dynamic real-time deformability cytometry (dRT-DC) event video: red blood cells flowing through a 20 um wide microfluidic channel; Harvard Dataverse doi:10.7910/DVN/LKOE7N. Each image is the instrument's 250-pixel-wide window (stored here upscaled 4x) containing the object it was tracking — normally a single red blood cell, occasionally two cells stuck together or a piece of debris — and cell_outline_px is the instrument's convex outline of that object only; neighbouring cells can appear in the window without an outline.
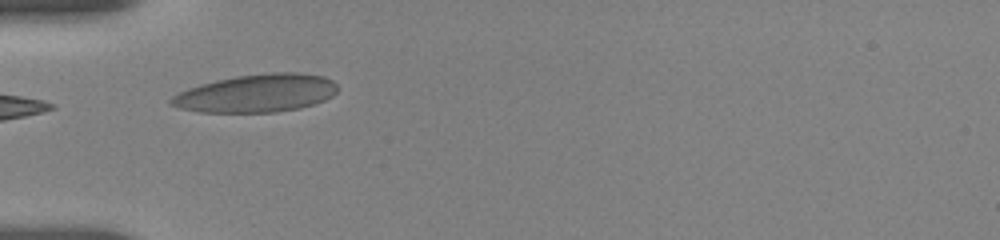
{"species": "human", "species_latin": "Homo sapiens", "temperature_condition": "room temperature", "stored_images_in_passage": 5, "camera_frame_rate_fps": 3000, "um_per_image_px": 0.085, "donor": {"sex": "female"}, "frame": {"image": 1, "passage_image": 1, "time_ms": 0.0, "image_size_px": [1000, 240], "cell_outline_px": [[336, 92], [332, 96], [324, 100], [300, 108], [276, 112], [200, 112], [180, 108], [168, 104], [168, 100], [172, 96], [188, 88], [200, 84], [216, 80], [236, 76], [272, 72], [296, 72], [324, 76], [332, 80], [336, 84]], "centroid_in_image_um": [21.78, 7.92], "position_along_channel_um": 63.2, "area_um2": 36.82}}
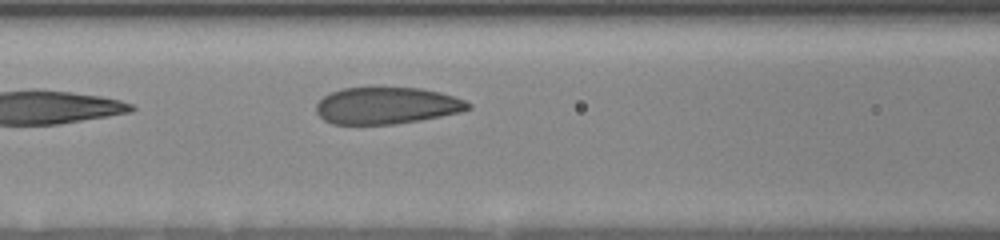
{"frame": {"image": 2, "passage_image": 5, "time_ms": 2.0, "image_size_px": [1000, 240], "cell_outline_px": [[472, 108], [460, 112], [420, 120], [396, 124], [332, 124], [324, 120], [316, 112], [316, 104], [324, 96], [332, 92], [344, 88], [420, 88], [440, 92], [464, 100], [472, 104]], "centroid_in_image_um": [32.87, 8.98], "position_along_channel_um": 133.7, "area_um2": 32.43}}